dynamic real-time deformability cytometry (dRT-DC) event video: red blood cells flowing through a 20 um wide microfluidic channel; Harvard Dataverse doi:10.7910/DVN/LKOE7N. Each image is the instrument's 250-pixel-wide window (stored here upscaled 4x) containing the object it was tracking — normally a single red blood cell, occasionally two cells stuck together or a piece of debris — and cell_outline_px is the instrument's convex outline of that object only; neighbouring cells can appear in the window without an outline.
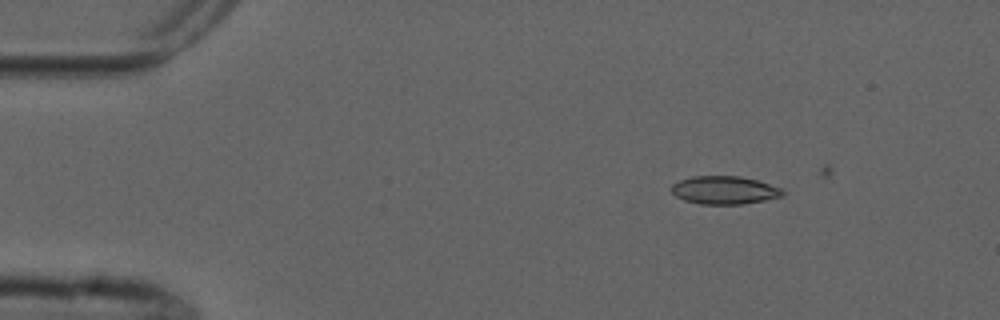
{"species": "common noctule bat (a hibernating species)", "species_latin": "Nyctalus noctula", "temperature_condition": "cold", "stored_images_in_passage": 5, "camera_frame_rate_fps": 3000, "um_per_image_px": 0.085, "animal": {"sex": "male", "forearm_length_mm": 52.5}, "frame": {"image": 1, "passage_image": 2, "time_ms": 1.333, "image_size_px": [1000, 320], "cell_outline_px": [[784, 196], [744, 204], [700, 204], [684, 200], [676, 196], [672, 192], [672, 184], [680, 180], [692, 176], [740, 176], [756, 180], [780, 188], [784, 192]], "centroid_in_image_um": [61.56, 16.16], "position_along_channel_um": 23.4, "area_um2": 18.09}}